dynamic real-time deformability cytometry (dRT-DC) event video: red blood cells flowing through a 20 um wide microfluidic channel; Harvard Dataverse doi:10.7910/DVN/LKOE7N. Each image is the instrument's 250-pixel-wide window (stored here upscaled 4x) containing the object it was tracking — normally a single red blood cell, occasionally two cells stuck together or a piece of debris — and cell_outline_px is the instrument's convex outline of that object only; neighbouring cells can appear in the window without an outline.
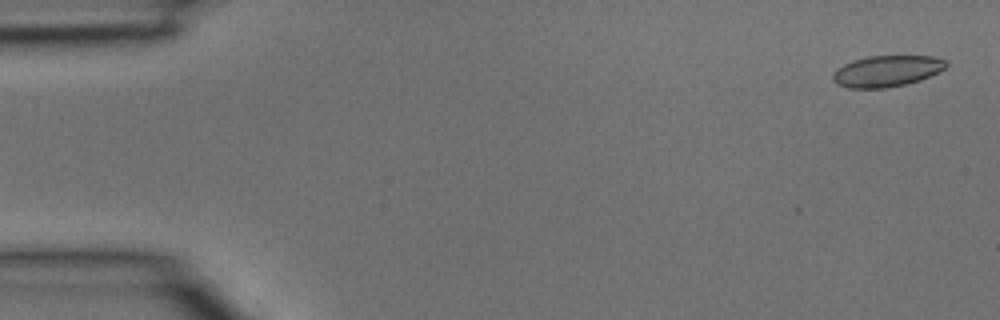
{"species": "common noctule bat (a hibernating species)", "species_latin": "Nyctalus noctula", "temperature_condition": "room temperature", "stored_images_in_passage": 13, "camera_frame_rate_fps": 3000, "um_per_image_px": 0.085, "animal": {"sex": "male", "body_mass_g": 15.6}, "frame": {"image": 1, "passage_image": 2, "time_ms": 0.333, "image_size_px": [1000, 320], "cell_outline_px": [[948, 64], [944, 68], [920, 80], [904, 84], [884, 88], [848, 88], [836, 84], [832, 80], [832, 76], [836, 68], [852, 60], [868, 56], [932, 56], [944, 60]], "centroid_in_image_um": [75.31, 6.04], "position_along_channel_um": 9.7, "area_um2": 20.46}}
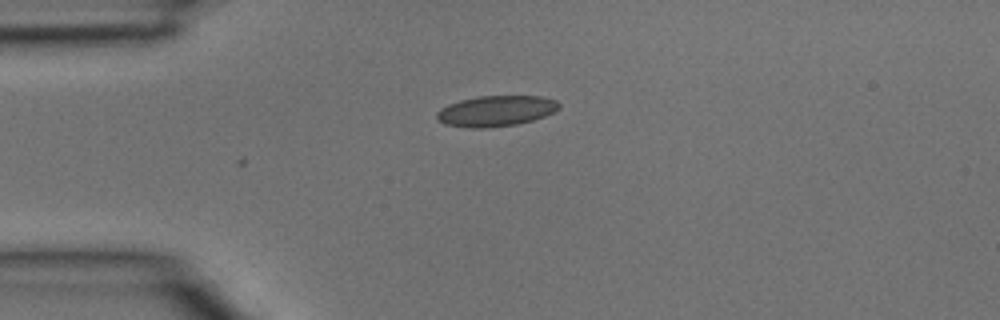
{"frame": {"image": 2, "passage_image": 10, "time_ms": 3.0, "image_size_px": [1000, 320], "cell_outline_px": [[560, 108], [544, 116], [532, 120], [516, 124], [488, 128], [472, 128], [444, 124], [436, 120], [436, 112], [440, 108], [448, 104], [460, 100], [480, 96], [540, 96], [556, 100], [560, 104]], "centroid_in_image_um": [42.12, 9.43], "position_along_channel_um": 42.9, "area_um2": 21.91}}